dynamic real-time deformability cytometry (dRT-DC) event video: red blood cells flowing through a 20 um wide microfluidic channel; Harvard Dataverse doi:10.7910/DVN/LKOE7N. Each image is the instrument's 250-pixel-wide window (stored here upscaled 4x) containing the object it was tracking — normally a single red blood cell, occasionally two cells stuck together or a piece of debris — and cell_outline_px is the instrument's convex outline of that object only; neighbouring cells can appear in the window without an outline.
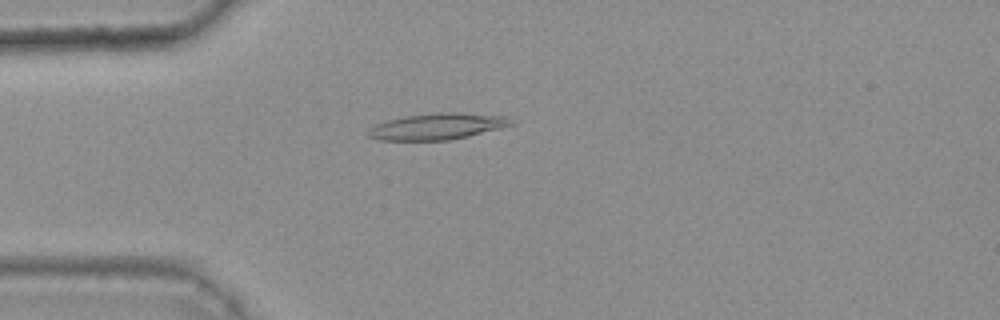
{"species": "common noctule bat (a hibernating species)", "species_latin": "Nyctalus noctula", "temperature_condition": "warm", "stored_images_in_passage": 40, "camera_frame_rate_fps": 3000, "um_per_image_px": 0.085, "animal": {"sex": "female", "body_mass_g": 25.1}, "frame": {"image": 1, "passage_image": 7, "time_ms": 2.0, "image_size_px": [1000, 320], "cell_outline_px": [[516, 124], [468, 136], [448, 140], [376, 140], [368, 136], [368, 128], [376, 124], [388, 120], [404, 116], [436, 112], [460, 112], [508, 116]], "centroid_in_image_um": [37.18, 10.73], "position_along_channel_um": 47.8, "area_um2": 22.08}}
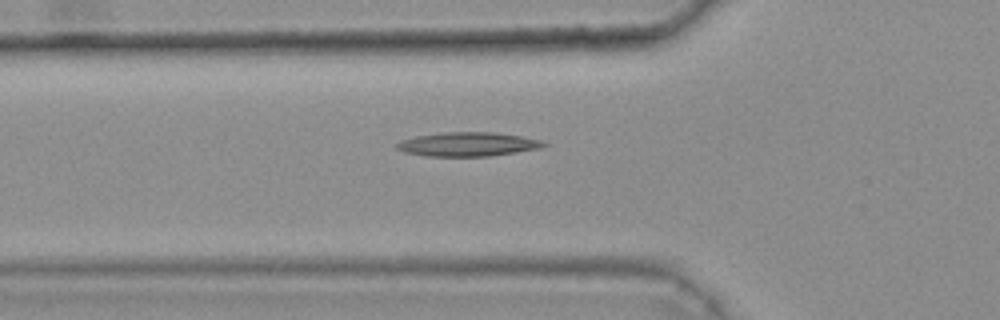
{"frame": {"image": 2, "passage_image": 11, "time_ms": 3.333, "image_size_px": [1000, 320], "cell_outline_px": [[548, 144], [540, 148], [516, 152], [488, 156], [424, 156], [404, 152], [396, 148], [396, 144], [400, 140], [416, 136], [444, 132], [496, 132], [544, 140]], "centroid_in_image_um": [39.76, 12.26], "position_along_channel_um": 86.0, "area_um2": 20.63}}
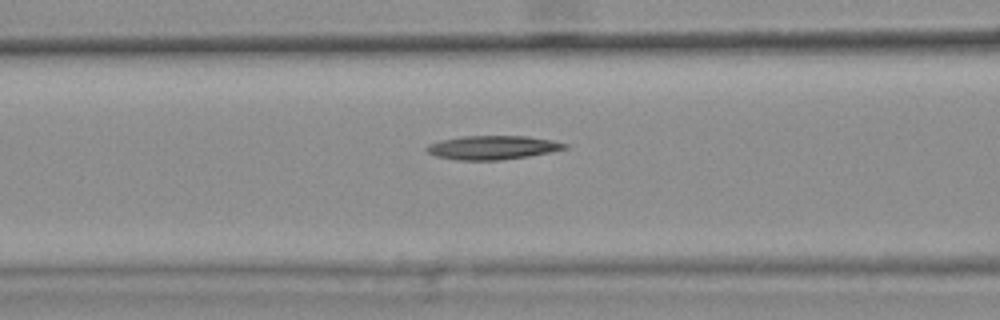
{"frame": {"image": 3, "passage_image": 14, "time_ms": 4.333, "image_size_px": [1000, 320], "cell_outline_px": [[568, 148], [528, 156], [500, 160], [456, 160], [436, 156], [428, 152], [424, 148], [428, 144], [440, 140], [460, 136], [524, 136], [552, 140], [568, 144]], "centroid_in_image_um": [41.82, 12.54], "position_along_channel_um": 124.8, "area_um2": 19.13}}